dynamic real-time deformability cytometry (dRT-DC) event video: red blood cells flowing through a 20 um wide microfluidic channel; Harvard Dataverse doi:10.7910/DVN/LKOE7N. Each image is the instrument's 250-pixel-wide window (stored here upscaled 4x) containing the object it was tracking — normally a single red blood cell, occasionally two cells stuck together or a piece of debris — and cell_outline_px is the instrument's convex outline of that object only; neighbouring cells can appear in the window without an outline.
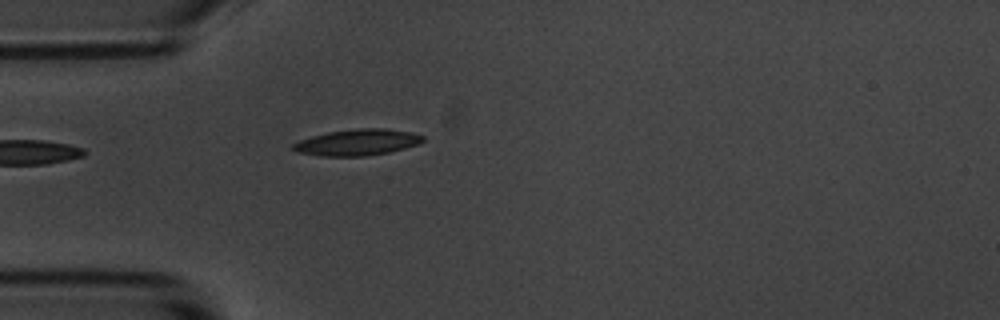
{"species": "common noctule bat (a hibernating species)", "species_latin": "Nyctalus noctula", "temperature_condition": "room temperature", "stored_images_in_passage": 1, "camera_frame_rate_fps": 3000, "um_per_image_px": 0.085, "animal": {"sex": "male", "body_mass_g": 20.1, "forearm_length_mm": 53.5}, "frame": {"image": 1, "passage_image": 1, "time_ms": 0.0, "image_size_px": [1000, 320], "cell_outline_px": [[424, 140], [420, 144], [388, 152], [364, 156], [320, 156], [296, 152], [292, 148], [292, 144], [300, 140], [312, 136], [328, 132], [356, 128], [384, 128], [408, 132], [424, 136]], "centroid_in_image_um": [30.35, 12.1], "position_along_channel_um": 54.6, "area_um2": 19.77}}